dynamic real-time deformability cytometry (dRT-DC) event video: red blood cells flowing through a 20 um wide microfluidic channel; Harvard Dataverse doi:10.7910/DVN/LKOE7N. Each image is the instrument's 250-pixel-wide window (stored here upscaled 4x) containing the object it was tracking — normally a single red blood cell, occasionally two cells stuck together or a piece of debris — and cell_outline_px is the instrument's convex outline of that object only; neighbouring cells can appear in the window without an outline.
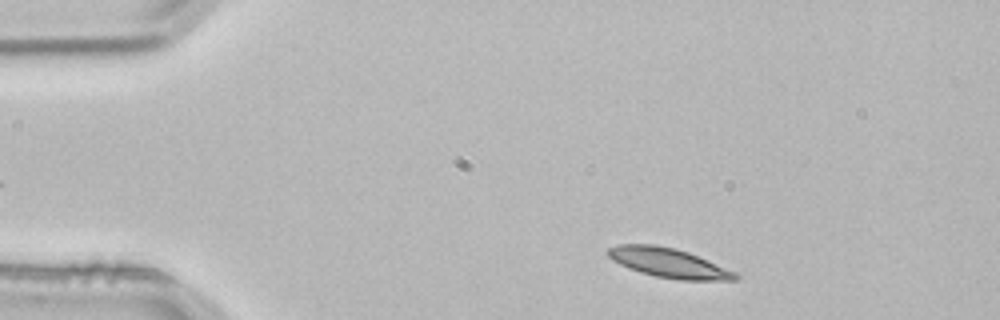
{"species": "common noctule bat (a hibernating species)", "species_latin": "Nyctalus noctula", "temperature_condition": "room temperature", "stored_images_in_passage": 2, "camera_frame_rate_fps": 3000, "um_per_image_px": 0.085, "animal": {"sex": "male", "body_mass_g": 21.5, "forearm_length_mm": 52.0}, "frame": {"image": 1, "passage_image": 1, "time_ms": 0.0, "image_size_px": [1000, 320], "cell_outline_px": [[740, 276], [736, 280], [680, 280], [656, 276], [640, 272], [628, 268], [612, 260], [604, 252], [608, 248], [616, 244], [656, 244], [676, 248], [688, 252], [736, 272]], "centroid_in_image_um": [56.79, 22.33], "position_along_channel_um": 28.2, "area_um2": 21.96}}